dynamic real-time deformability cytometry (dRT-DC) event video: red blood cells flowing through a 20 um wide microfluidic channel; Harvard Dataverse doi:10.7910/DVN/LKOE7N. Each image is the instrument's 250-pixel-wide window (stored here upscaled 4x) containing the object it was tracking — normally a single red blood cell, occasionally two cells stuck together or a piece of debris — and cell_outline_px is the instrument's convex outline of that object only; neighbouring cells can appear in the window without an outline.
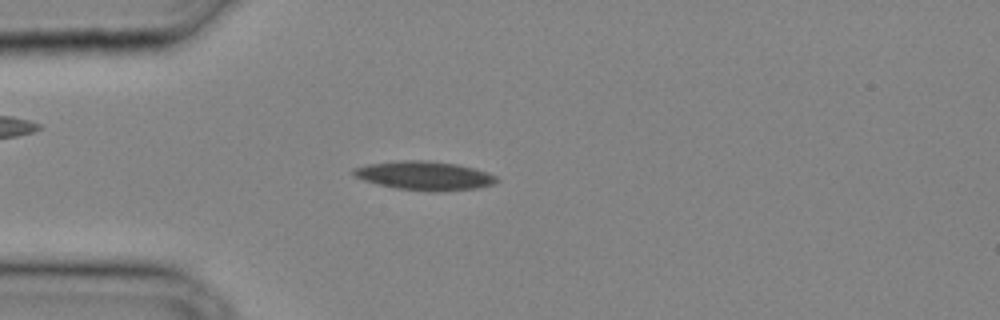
{"species": "common noctule bat (a hibernating species)", "species_latin": "Nyctalus noctula", "temperature_condition": "cold", "stored_images_in_passage": 33, "camera_frame_rate_fps": 3000, "um_per_image_px": 0.085, "animal": {"sex": "male", "body_mass_g": 20.4}, "frame": {"image": 1, "passage_image": 9, "time_ms": 2.667, "image_size_px": [1000, 320], "cell_outline_px": [[500, 180], [492, 184], [476, 188], [440, 192], [428, 192], [396, 188], [364, 180], [356, 176], [352, 172], [352, 168], [368, 164], [400, 160], [424, 160], [456, 164], [488, 172], [496, 176]], "centroid_in_image_um": [36.09, 14.93], "position_along_channel_um": 48.9, "area_um2": 23.99}}
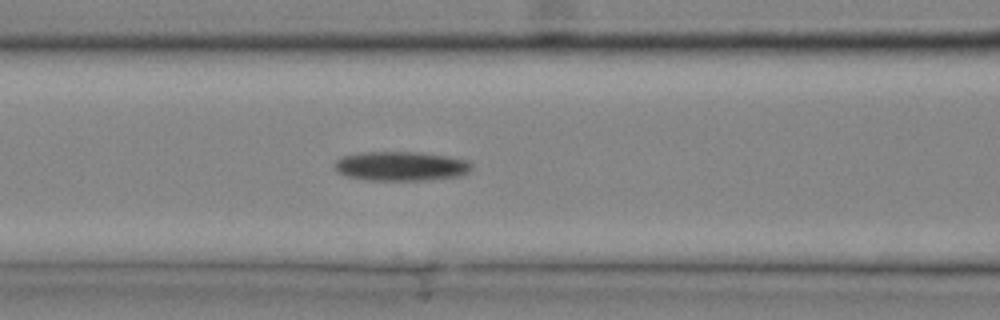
{"frame": {"image": 2, "passage_image": 14, "time_ms": 4.333, "image_size_px": [1000, 320], "cell_outline_px": [[472, 168], [468, 172], [460, 176], [424, 180], [368, 180], [348, 176], [336, 172], [332, 168], [332, 164], [340, 156], [360, 152], [416, 152], [448, 156], [468, 160], [472, 164]], "centroid_in_image_um": [34.03, 14.11], "position_along_channel_um": 132.6, "area_um2": 23.7}}
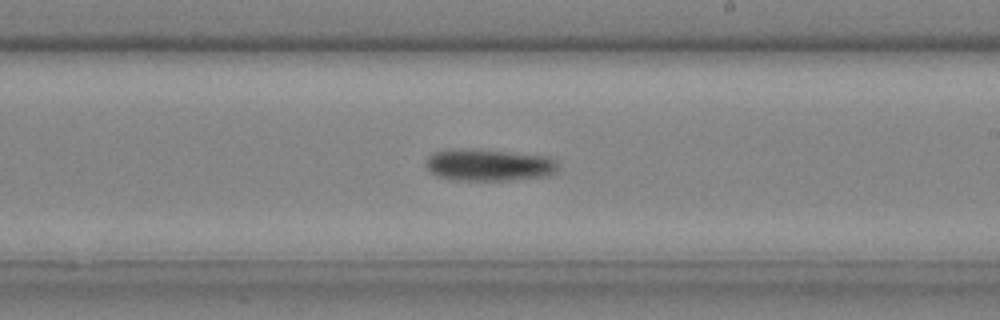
{"frame": {"image": 3, "passage_image": 20, "time_ms": 6.333, "image_size_px": [1000, 320], "cell_outline_px": [[556, 172], [548, 176], [512, 180], [448, 180], [436, 176], [428, 172], [424, 164], [424, 160], [432, 152], [448, 148], [472, 148], [548, 156], [556, 164]], "centroid_in_image_um": [41.42, 14.02], "position_along_channel_um": 247.6, "area_um2": 25.2}}